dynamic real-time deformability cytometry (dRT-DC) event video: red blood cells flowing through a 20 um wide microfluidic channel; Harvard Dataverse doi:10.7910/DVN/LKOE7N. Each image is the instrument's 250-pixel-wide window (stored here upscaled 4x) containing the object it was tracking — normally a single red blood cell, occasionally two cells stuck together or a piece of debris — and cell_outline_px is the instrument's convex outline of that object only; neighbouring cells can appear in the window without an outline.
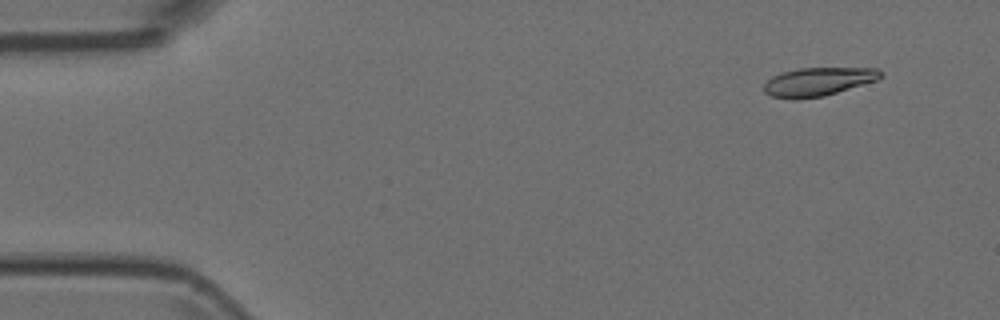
{"species": "Egyptian fruit bat (a non-hibernating species)", "species_latin": "Rousettus aegyptiacus", "temperature_condition": "room temperature", "stored_images_in_passage": 5, "camera_frame_rate_fps": 3000, "um_per_image_px": 0.085, "animal": {"sex": "female"}, "frame": {"image": 1, "passage_image": 2, "time_ms": 0.333, "image_size_px": [1000, 320], "cell_outline_px": [[884, 76], [876, 80], [824, 96], [796, 100], [792, 100], [772, 96], [764, 92], [764, 84], [772, 76], [780, 72], [800, 68], [876, 68], [884, 72]], "centroid_in_image_um": [69.52, 6.94], "position_along_channel_um": 15.5, "area_um2": 19.48}}